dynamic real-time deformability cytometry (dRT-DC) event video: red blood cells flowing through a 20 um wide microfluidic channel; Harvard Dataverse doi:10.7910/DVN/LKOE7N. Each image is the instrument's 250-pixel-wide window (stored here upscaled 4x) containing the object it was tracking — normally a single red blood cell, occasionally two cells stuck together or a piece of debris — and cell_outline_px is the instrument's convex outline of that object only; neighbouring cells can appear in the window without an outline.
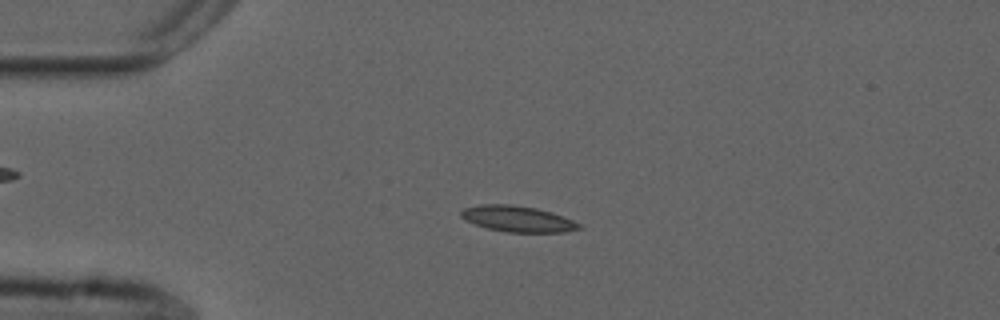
{"species": "common noctule bat (a hibernating species)", "species_latin": "Nyctalus noctula", "temperature_condition": "cold", "stored_images_in_passage": 53, "camera_frame_rate_fps": 3000, "um_per_image_px": 0.085, "animal": {"sex": "male", "forearm_length_mm": 52.5}, "frame": {"image": 1, "passage_image": 12, "time_ms": 3.667, "image_size_px": [1000, 320], "cell_outline_px": [[584, 228], [564, 232], [508, 232], [488, 228], [464, 220], [460, 216], [460, 212], [464, 208], [480, 204], [512, 204], [536, 208], [552, 212], [572, 220], [580, 224]], "centroid_in_image_um": [44.0, 18.6], "position_along_channel_um": 41.0, "area_um2": 17.86}}
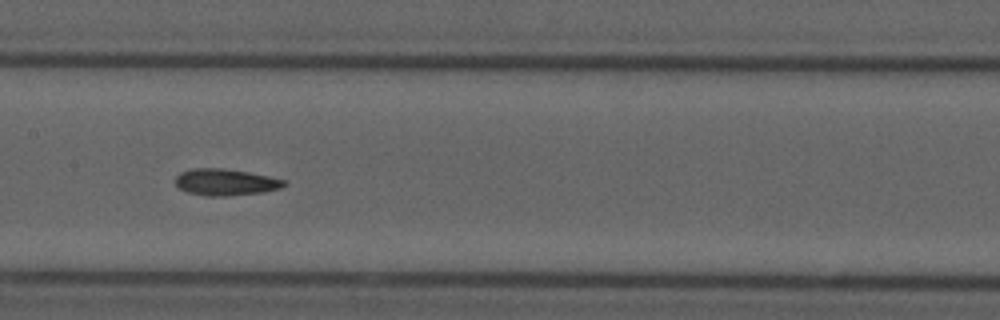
{"frame": {"image": 2, "passage_image": 26, "time_ms": 8.333, "image_size_px": [1000, 320], "cell_outline_px": [[288, 184], [280, 188], [264, 192], [228, 196], [204, 196], [188, 192], [180, 188], [176, 184], [176, 176], [180, 172], [192, 168], [220, 168], [248, 172], [268, 176], [284, 180]], "centroid_in_image_um": [19.17, 15.49], "position_along_channel_um": 188.2, "area_um2": 16.82}}
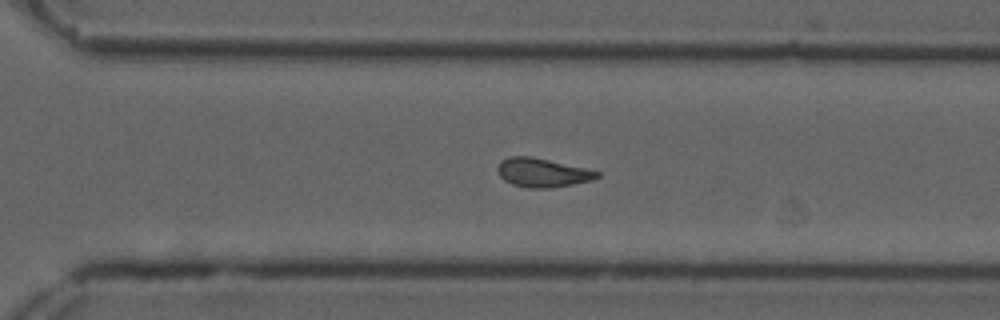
{"frame": {"image": 3, "passage_image": 37, "time_ms": 12.0, "image_size_px": [1000, 320], "cell_outline_px": [[600, 176], [592, 180], [552, 188], [528, 188], [512, 184], [504, 180], [500, 176], [496, 168], [500, 160], [508, 156], [528, 156], [548, 160], [584, 168], [600, 172]], "centroid_in_image_um": [46.06, 14.68], "position_along_channel_um": 324.5, "area_um2": 16.65}, "authors_computed_cell_mechanics": {"area_um2": 16.7042, "velocity_mm_per_s": 3.7284, "shape_relaxation_time_tau1_ms": null, "shape_relaxation_time_tau2_ms": 5.7966, "deformation_change_tau1": null, "deformation_change_tau2": 0.1142}}